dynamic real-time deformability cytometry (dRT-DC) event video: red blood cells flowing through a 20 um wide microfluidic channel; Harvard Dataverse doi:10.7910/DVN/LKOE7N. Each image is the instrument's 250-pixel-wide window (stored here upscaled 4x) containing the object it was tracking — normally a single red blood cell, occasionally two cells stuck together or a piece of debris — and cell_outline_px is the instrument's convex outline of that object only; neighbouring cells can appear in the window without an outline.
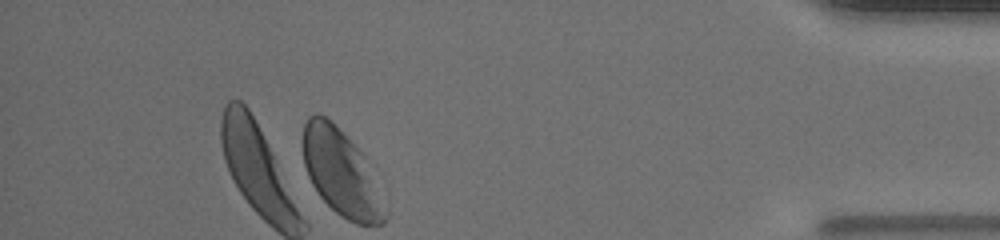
{"species": "human", "species_latin": "Homo sapiens", "temperature_condition": "warm", "stored_images_in_passage": 34, "camera_frame_rate_fps": 3000, "um_per_image_px": 0.085, "donor": {"sex": "male"}, "frame": {"image": 1, "passage_image": 34, "time_ms": 11.0, "image_size_px": [1000, 240], "cell_outline_px": [[388, 220], [384, 224], [356, 224], [340, 216], [316, 192], [308, 176], [304, 164], [304, 124], [308, 116], [316, 112], [324, 116], [356, 148], [388, 208]], "centroid_in_image_um": [28.98, 14.78], "position_along_channel_um": 406.2, "area_um2": 39.77}, "authors_computed_cell_mechanics": {"area_um2": 40.1421, "velocity_mm_per_s": 4.1452, "shape_relaxation_time_tau1_ms": 2.646, "shape_relaxation_time_tau2_ms": null, "deformation_change_tau1": 0.0704, "deformation_change_tau2": null}}